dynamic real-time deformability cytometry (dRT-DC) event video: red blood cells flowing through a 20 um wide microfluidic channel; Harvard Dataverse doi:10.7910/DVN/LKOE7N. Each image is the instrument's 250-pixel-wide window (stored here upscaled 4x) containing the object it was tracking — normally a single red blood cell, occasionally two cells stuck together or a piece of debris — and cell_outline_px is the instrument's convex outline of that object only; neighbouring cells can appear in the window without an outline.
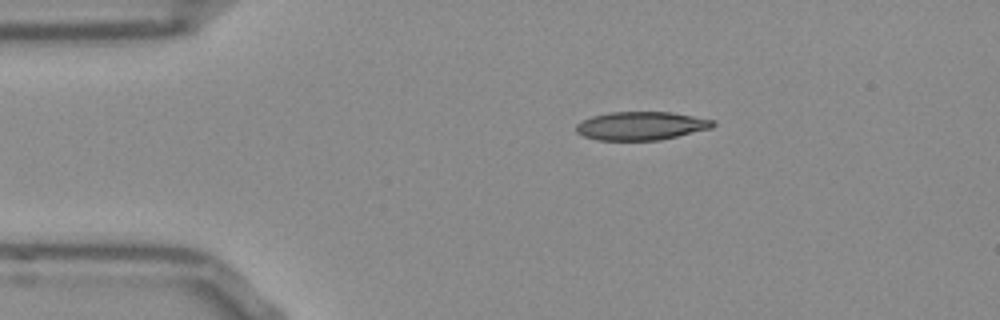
{"species": "Egyptian fruit bat (a non-hibernating species)", "species_latin": "Rousettus aegyptiacus", "temperature_condition": "room temperature", "stored_images_in_passage": 44, "camera_frame_rate_fps": 3000, "um_per_image_px": 0.085, "frame": {"image": 1, "passage_image": 1, "time_ms": 0.0, "image_size_px": [1000, 320], "cell_outline_px": [[716, 124], [712, 128], [660, 140], [596, 140], [584, 136], [576, 132], [576, 124], [592, 116], [608, 112], [668, 112], [716, 120]], "centroid_in_image_um": [54.5, 10.7], "position_along_channel_um": 30.5, "area_um2": 22.6}}
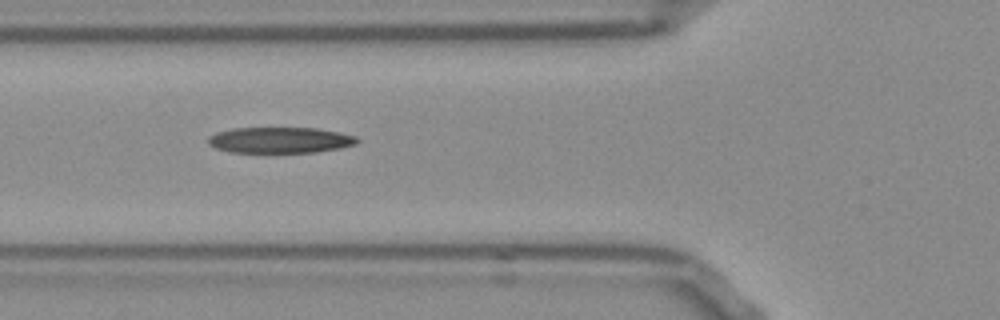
{"frame": {"image": 2, "passage_image": 10, "time_ms": 3.0, "image_size_px": [1000, 320], "cell_outline_px": [[360, 140], [356, 144], [340, 148], [316, 152], [232, 152], [216, 148], [208, 144], [208, 136], [216, 132], [232, 128], [316, 128], [340, 132], [356, 136]], "centroid_in_image_um": [23.81, 11.9], "position_along_channel_um": 102.0, "area_um2": 22.54}}
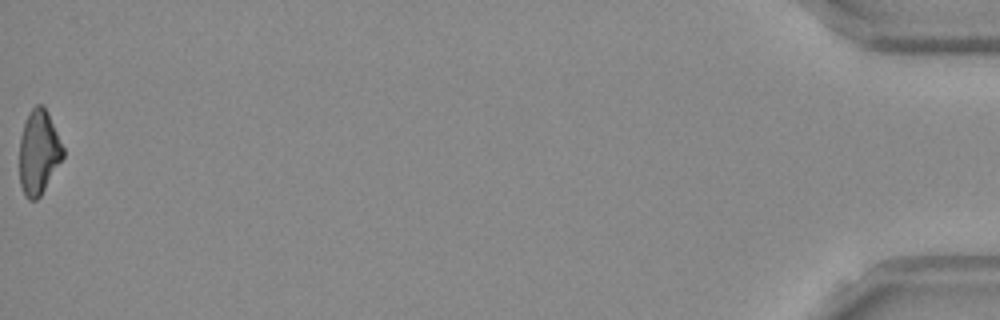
{"frame": {"image": 3, "passage_image": 44, "time_ms": 14.333, "image_size_px": [1000, 320], "cell_outline_px": [[64, 156], [40, 196], [36, 200], [28, 200], [24, 196], [20, 184], [20, 136], [28, 112], [36, 104], [40, 104], [48, 112], [64, 148]], "centroid_in_image_um": [3.28, 12.95], "position_along_channel_um": 431.9, "area_um2": 21.33}}